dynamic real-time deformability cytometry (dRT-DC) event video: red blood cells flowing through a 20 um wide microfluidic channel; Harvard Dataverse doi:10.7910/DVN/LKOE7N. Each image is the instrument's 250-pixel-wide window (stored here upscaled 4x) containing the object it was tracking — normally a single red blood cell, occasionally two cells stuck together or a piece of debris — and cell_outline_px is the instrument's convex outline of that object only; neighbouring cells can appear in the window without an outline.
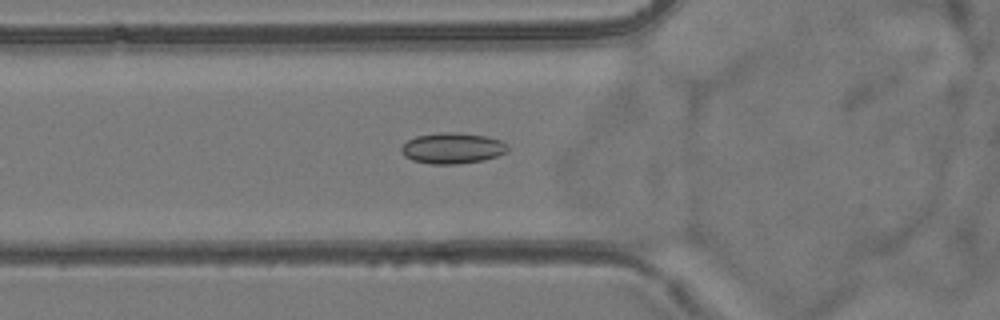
{"species": "common noctule bat (a hibernating species)", "species_latin": "Nyctalus noctula", "temperature_condition": "room temperature", "stored_images_in_passage": 44, "camera_frame_rate_fps": 3000, "um_per_image_px": 0.085, "animal": {"sex": "female", "body_mass_g": 24.6, "forearm_length_mm": 56.2}, "frame": {"image": 1, "passage_image": 9, "time_ms": 2.667, "image_size_px": [1000, 320], "cell_outline_px": [[508, 152], [496, 156], [480, 160], [456, 164], [432, 164], [412, 160], [404, 156], [400, 152], [400, 148], [408, 140], [416, 136], [440, 132], [456, 132], [484, 136], [500, 140], [508, 148]], "centroid_in_image_um": [38.41, 12.59], "position_along_channel_um": 87.4, "area_um2": 18.96}}
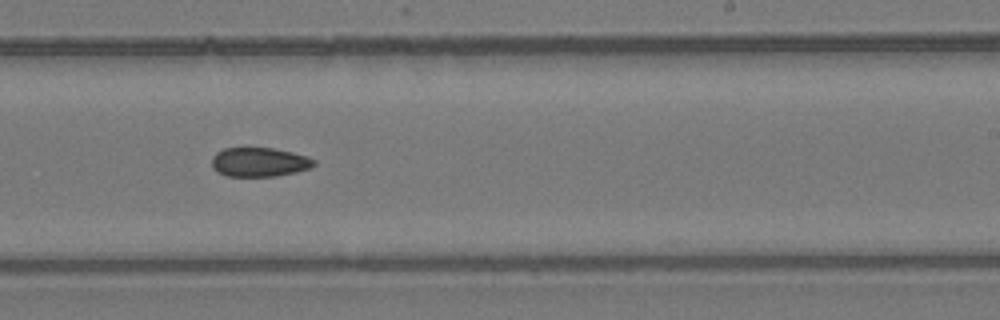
{"frame": {"image": 2, "passage_image": 23, "time_ms": 7.333, "image_size_px": [1000, 320], "cell_outline_px": [[316, 164], [308, 168], [296, 172], [276, 176], [228, 176], [216, 172], [212, 168], [212, 156], [216, 152], [224, 148], [272, 148], [292, 152], [308, 156], [316, 160]], "centroid_in_image_um": [22.03, 13.78], "position_along_channel_um": 267.0, "area_um2": 17.46}}
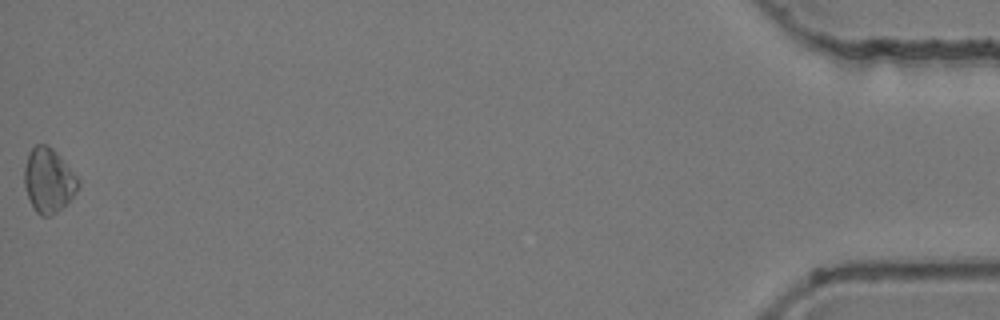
{"frame": {"image": 3, "passage_image": 44, "time_ms": 14.333, "image_size_px": [1000, 320], "cell_outline_px": [[80, 184], [76, 192], [52, 216], [40, 216], [36, 212], [28, 196], [24, 184], [24, 168], [28, 152], [36, 144], [48, 144], [56, 152], [76, 176]], "centroid_in_image_um": [4.1, 15.31], "position_along_channel_um": 431.1, "area_um2": 19.88}}